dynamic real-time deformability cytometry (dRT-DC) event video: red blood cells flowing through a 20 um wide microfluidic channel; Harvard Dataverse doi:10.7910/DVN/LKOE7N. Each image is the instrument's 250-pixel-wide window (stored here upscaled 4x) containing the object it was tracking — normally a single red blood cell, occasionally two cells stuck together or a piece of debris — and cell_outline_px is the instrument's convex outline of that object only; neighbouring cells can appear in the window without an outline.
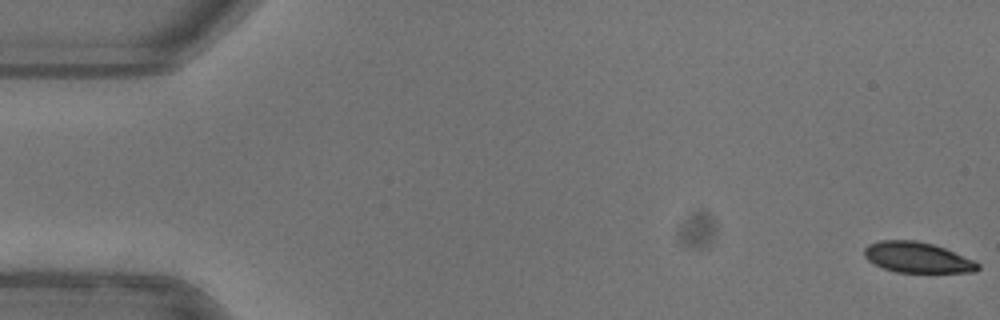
{"species": "common noctule bat (a hibernating species)", "species_latin": "Nyctalus noctula", "temperature_condition": "warm", "stored_images_in_passage": 47, "camera_frame_rate_fps": 3000, "um_per_image_px": 0.085, "animal": {"sex": "female"}, "frame": {"image": 1, "passage_image": 1, "time_ms": 0.0, "image_size_px": [1000, 320], "cell_outline_px": [[980, 268], [976, 272], [896, 272], [884, 268], [868, 260], [864, 256], [864, 248], [868, 244], [880, 240], [916, 240], [932, 244], [944, 248], [976, 260], [980, 264]], "centroid_in_image_um": [78.0, 21.88], "position_along_channel_um": 7.0, "area_um2": 20.29}}
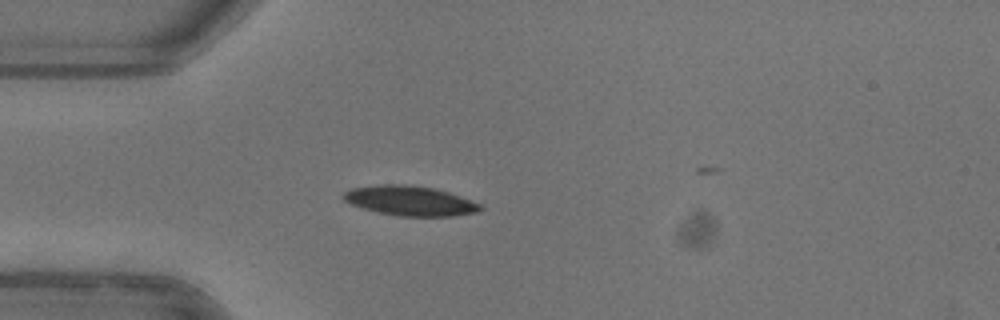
{"frame": {"image": 2, "passage_image": 15, "time_ms": 4.667, "image_size_px": [1000, 320], "cell_outline_px": [[484, 208], [476, 212], [452, 216], [400, 216], [376, 212], [352, 204], [344, 200], [340, 196], [344, 192], [352, 188], [376, 184], [404, 184], [432, 188], [448, 192], [460, 196], [480, 204]], "centroid_in_image_um": [34.82, 17.06], "position_along_channel_um": 50.2, "area_um2": 23.64}}
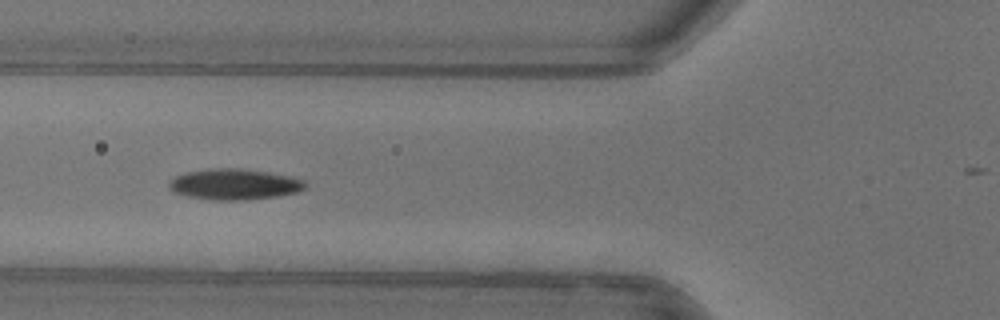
{"frame": {"image": 3, "passage_image": 20, "time_ms": 6.333, "image_size_px": [1000, 320], "cell_outline_px": [[308, 184], [304, 188], [296, 192], [276, 196], [248, 200], [212, 200], [188, 196], [176, 192], [168, 184], [176, 176], [188, 172], [212, 168], [240, 168], [268, 172], [288, 176], [304, 180]], "centroid_in_image_um": [19.96, 15.66], "position_along_channel_um": 105.8, "area_um2": 24.16}, "authors_computed_cell_mechanics": {"area_um2": 23.0044, "velocity_mm_per_s": 3.9712, "shape_relaxation_time_tau1_ms": 4.7038, "shape_relaxation_time_tau2_ms": 2.9218, "deformation_change_tau1": 0.1703, "deformation_change_tau2": 0.0627}}